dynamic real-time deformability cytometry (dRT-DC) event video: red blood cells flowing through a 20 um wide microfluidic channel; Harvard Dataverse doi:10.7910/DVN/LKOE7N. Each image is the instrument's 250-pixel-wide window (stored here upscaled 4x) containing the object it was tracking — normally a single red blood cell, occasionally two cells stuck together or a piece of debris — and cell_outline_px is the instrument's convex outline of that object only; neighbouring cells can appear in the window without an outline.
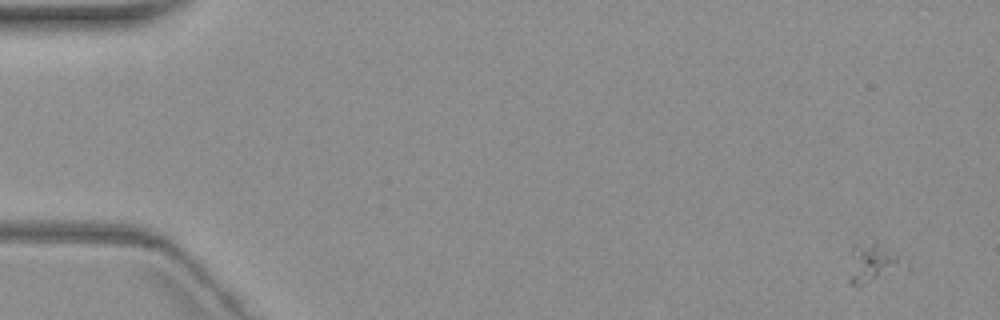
{"species": "common noctule bat (a hibernating species)", "species_latin": "Nyctalus noctula", "temperature_condition": "warm", "stored_images_in_passage": 15, "camera_frame_rate_fps": 3000, "um_per_image_px": 0.085, "animal": {"sex": "female", "body_mass_g": 19.3, "forearm_length_mm": 54.1}, "frame": {"image": 1, "passage_image": 1, "time_ms": 0.0, "image_size_px": [1000, 320], "cell_outline_px": [[900, 264], [860, 284], [852, 284], [848, 280], [852, 244], [876, 240], [896, 256]], "centroid_in_image_um": [73.93, 22.22], "position_along_channel_um": 11.1, "area_um2": 10.87}}
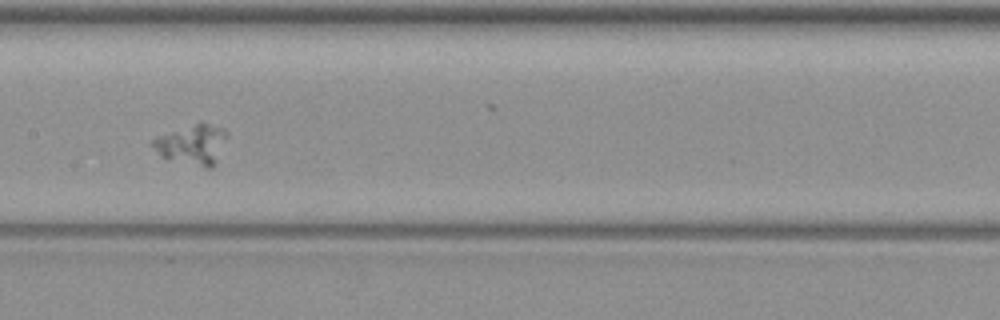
{"frame": {"image": 2, "passage_image": 8, "time_ms": 9.333, "image_size_px": [1000, 320], "cell_outline_px": [[228, 136], [212, 168], [208, 168], [160, 156], [148, 144], [152, 140], [160, 136], [200, 120], [224, 128], [228, 132]], "centroid_in_image_um": [16.35, 12.23], "position_along_channel_um": 191.0, "area_um2": 17.28}}
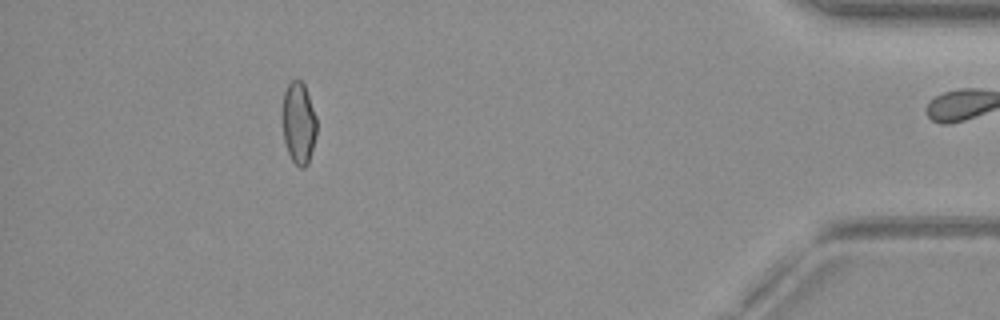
{"frame": {"image": 3, "passage_image": 15, "time_ms": 20.333, "image_size_px": [1000, 320], "cell_outline_px": [[316, 136], [308, 164], [304, 168], [300, 168], [292, 160], [288, 152], [284, 140], [284, 92], [288, 84], [292, 80], [300, 80], [304, 84], [316, 116]], "centroid_in_image_um": [25.41, 10.48], "position_along_channel_um": 409.8, "area_um2": 15.95}}